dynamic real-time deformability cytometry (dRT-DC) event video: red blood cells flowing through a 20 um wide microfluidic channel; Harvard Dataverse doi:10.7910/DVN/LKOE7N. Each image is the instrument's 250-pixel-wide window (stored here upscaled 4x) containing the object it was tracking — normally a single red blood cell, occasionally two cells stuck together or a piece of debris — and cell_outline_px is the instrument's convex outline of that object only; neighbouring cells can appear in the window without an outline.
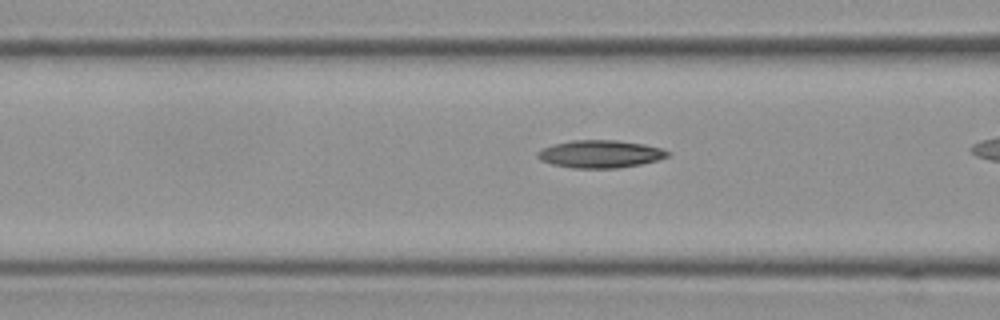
{"species": "Egyptian fruit bat (a non-hibernating species)", "species_latin": "Rousettus aegyptiacus", "temperature_condition": "cold", "stored_images_in_passage": 40, "camera_frame_rate_fps": 3000, "um_per_image_px": 0.085, "frame": {"image": 1, "passage_image": 18, "time_ms": 5.667, "image_size_px": [1000, 320], "cell_outline_px": [[668, 156], [656, 160], [640, 164], [616, 168], [572, 168], [552, 164], [540, 160], [536, 156], [536, 152], [540, 148], [552, 144], [572, 140], [616, 140], [644, 144], [660, 148], [668, 152]], "centroid_in_image_um": [50.93, 13.08], "position_along_channel_um": 115.7, "area_um2": 20.92}}
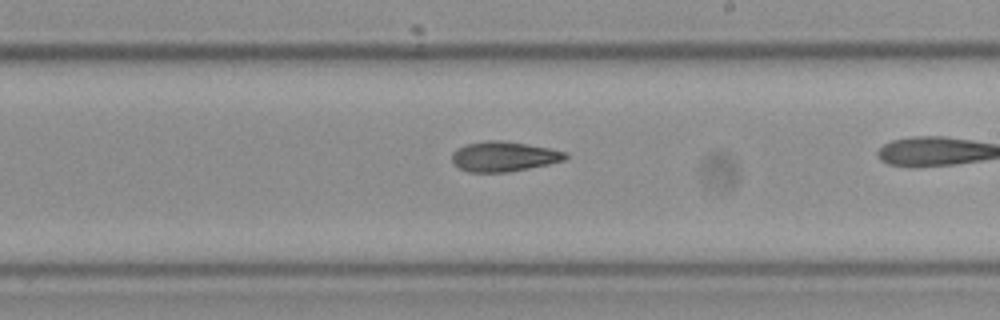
{"frame": {"image": 2, "passage_image": 29, "time_ms": 9.333, "image_size_px": [1000, 320], "cell_outline_px": [[568, 156], [564, 160], [548, 164], [508, 172], [468, 172], [460, 168], [452, 160], [452, 152], [456, 148], [464, 144], [484, 140], [504, 140], [552, 148], [568, 152]], "centroid_in_image_um": [42.83, 13.28], "position_along_channel_um": 246.2, "area_um2": 20.06}}
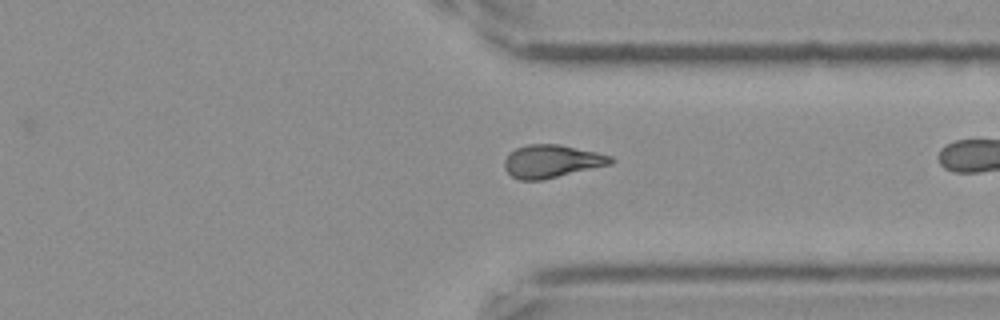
{"frame": {"image": 3, "passage_image": 39, "time_ms": 12.667, "image_size_px": [1000, 320], "cell_outline_px": [[616, 160], [612, 164], [540, 180], [520, 180], [512, 176], [504, 168], [504, 160], [508, 152], [516, 148], [528, 144], [560, 144], [596, 152], [612, 156]], "centroid_in_image_um": [46.89, 13.69], "position_along_channel_um": 364.5, "area_um2": 20.4}}